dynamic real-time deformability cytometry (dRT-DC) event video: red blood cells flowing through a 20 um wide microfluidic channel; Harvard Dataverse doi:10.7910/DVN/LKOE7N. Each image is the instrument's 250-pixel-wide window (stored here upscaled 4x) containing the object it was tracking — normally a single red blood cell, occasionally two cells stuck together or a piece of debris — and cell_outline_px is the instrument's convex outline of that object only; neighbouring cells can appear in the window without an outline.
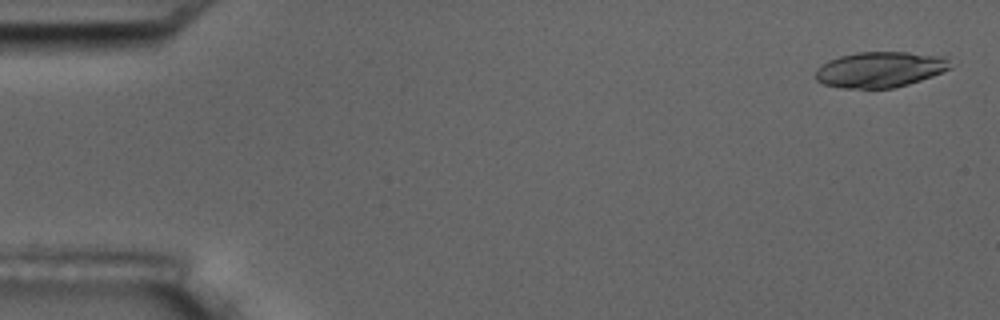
{"species": "common noctule bat (a hibernating species)", "species_latin": "Nyctalus noctula", "temperature_condition": "room temperature", "stored_images_in_passage": 16, "camera_frame_rate_fps": 3000, "um_per_image_px": 0.085, "animal": {"sex": "male", "body_mass_g": 17.5, "forearm_length_mm": 52.3}, "frame": {"image": 1, "passage_image": 1, "time_ms": 0.0, "image_size_px": [1000, 320], "cell_outline_px": [[956, 64], [952, 68], [932, 76], [896, 88], [840, 88], [824, 84], [816, 80], [816, 68], [828, 60], [840, 56], [856, 52], [908, 52], [944, 56]], "centroid_in_image_um": [74.84, 5.9], "position_along_channel_um": 10.2, "area_um2": 28.32}}
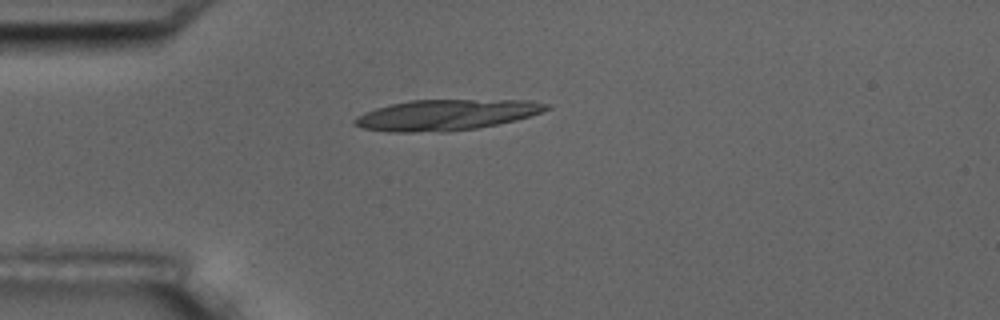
{"frame": {"image": 2, "passage_image": 5, "time_ms": 4.333, "image_size_px": [1000, 320], "cell_outline_px": [[552, 108], [516, 120], [476, 128], [448, 132], [388, 132], [364, 128], [352, 124], [352, 120], [356, 116], [364, 112], [376, 108], [392, 104], [412, 100], [528, 100], [552, 104]], "centroid_in_image_um": [37.92, 9.77], "position_along_channel_um": 47.1, "area_um2": 34.45}, "authors_computed_cell_mechanics": {"area_um2": 29.0156, "velocity_mm_per_s": 3.5276, "shape_relaxation_time_tau1_ms": 1.5608, "shape_relaxation_time_tau2_ms": 10.6732, "deformation_change_tau1": 0.2384, "deformation_change_tau2": 0.2211}}